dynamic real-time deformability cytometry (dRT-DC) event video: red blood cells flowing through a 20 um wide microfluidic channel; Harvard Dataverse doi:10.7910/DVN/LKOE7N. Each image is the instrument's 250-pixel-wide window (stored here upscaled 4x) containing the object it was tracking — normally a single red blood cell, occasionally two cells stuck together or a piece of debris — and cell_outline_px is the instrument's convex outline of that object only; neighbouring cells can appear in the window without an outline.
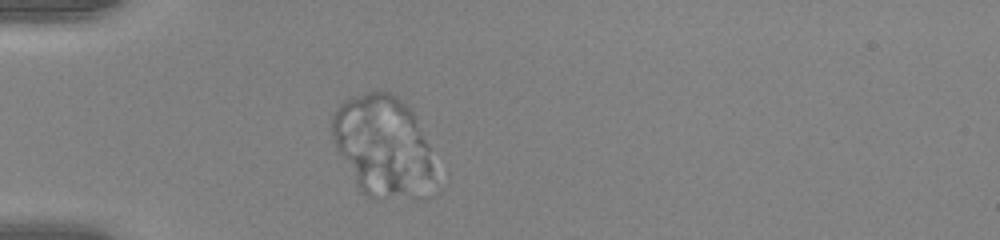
{"species": "human", "species_latin": "Homo sapiens", "temperature_condition": "warm", "stored_images_in_passage": 42, "camera_frame_rate_fps": 3000, "um_per_image_px": 0.085, "donor": {"sex": "female"}, "frame": {"image": 1, "passage_image": 5, "time_ms": 1.333, "image_size_px": [1000, 240], "cell_outline_px": [[436, 192], [432, 196], [424, 200], [420, 200], [368, 196], [356, 184], [336, 148], [332, 132], [332, 116], [340, 104], [344, 100], [376, 88], [388, 92], [396, 96], [408, 104], [412, 112]], "centroid_in_image_um": [32.49, 12.45], "position_along_channel_um": 52.5, "area_um2": 59.3}}
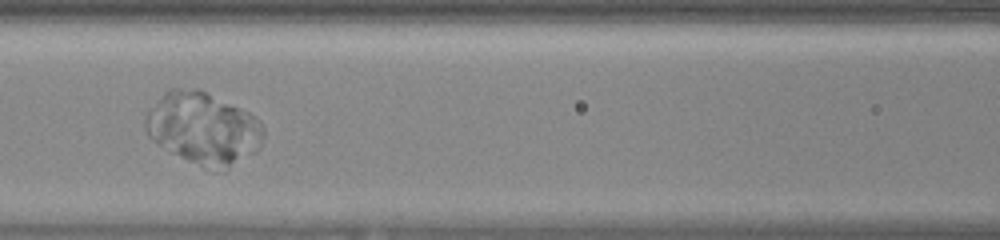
{"frame": {"image": 2, "passage_image": 14, "time_ms": 4.333, "image_size_px": [1000, 240], "cell_outline_px": [[264, 136], [260, 148], [256, 152], [224, 172], [208, 172], [168, 152], [152, 140], [148, 136], [144, 124], [144, 120], [148, 112], [160, 96], [168, 88], [200, 88], [256, 116], [260, 120], [264, 128]], "centroid_in_image_um": [17.3, 10.96], "position_along_channel_um": 149.3, "area_um2": 50.92}}
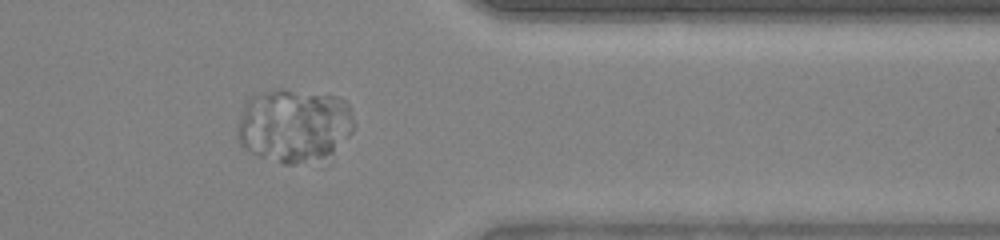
{"frame": {"image": 3, "passage_image": 33, "time_ms": 10.667, "image_size_px": [1000, 240], "cell_outline_px": [[356, 124], [352, 132], [324, 168], [284, 164], [260, 156], [244, 148], [240, 144], [236, 132], [244, 100], [260, 92], [280, 88], [284, 88], [340, 96], [348, 104], [352, 112]], "centroid_in_image_um": [25.08, 10.74], "position_along_channel_um": 386.3, "area_um2": 52.66}}